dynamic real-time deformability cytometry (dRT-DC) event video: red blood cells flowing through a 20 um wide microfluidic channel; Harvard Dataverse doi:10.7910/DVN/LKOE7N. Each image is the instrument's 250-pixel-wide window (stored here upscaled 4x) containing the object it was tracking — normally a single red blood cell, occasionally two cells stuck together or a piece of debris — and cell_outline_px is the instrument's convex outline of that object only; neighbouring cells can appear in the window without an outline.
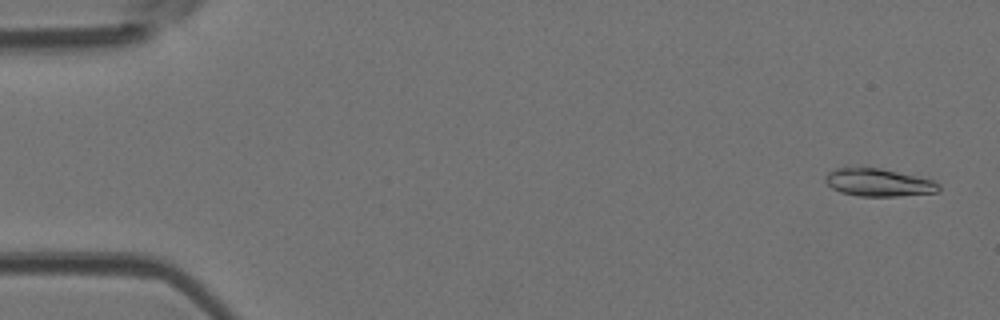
{"species": "Egyptian fruit bat (a non-hibernating species)", "species_latin": "Rousettus aegyptiacus", "temperature_condition": "room temperature", "stored_images_in_passage": 4, "camera_frame_rate_fps": 3000, "um_per_image_px": 0.085, "animal": {"sex": "female"}, "frame": {"image": 1, "passage_image": 1, "time_ms": 0.0, "image_size_px": [1000, 320], "cell_outline_px": [[940, 192], [896, 196], [860, 196], [840, 192], [832, 188], [824, 180], [824, 176], [828, 172], [836, 168], [880, 168], [936, 180], [940, 184]], "centroid_in_image_um": [74.71, 15.51], "position_along_channel_um": 10.3, "area_um2": 18.38}}
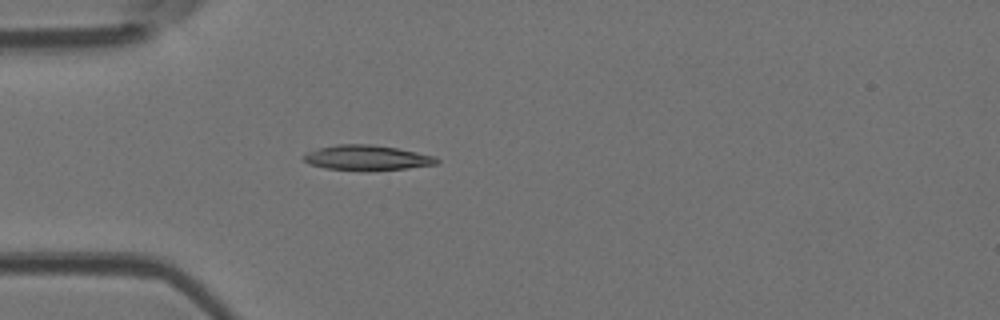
{"frame": {"image": 2, "passage_image": 4, "time_ms": 1.0, "image_size_px": [1000, 320], "cell_outline_px": [[440, 164], [408, 168], [368, 172], [324, 168], [308, 164], [300, 156], [308, 152], [320, 148], [336, 144], [372, 144], [396, 148], [436, 156], [440, 160]], "centroid_in_image_um": [31.21, 13.43], "position_along_channel_um": 53.8, "area_um2": 19.94}}